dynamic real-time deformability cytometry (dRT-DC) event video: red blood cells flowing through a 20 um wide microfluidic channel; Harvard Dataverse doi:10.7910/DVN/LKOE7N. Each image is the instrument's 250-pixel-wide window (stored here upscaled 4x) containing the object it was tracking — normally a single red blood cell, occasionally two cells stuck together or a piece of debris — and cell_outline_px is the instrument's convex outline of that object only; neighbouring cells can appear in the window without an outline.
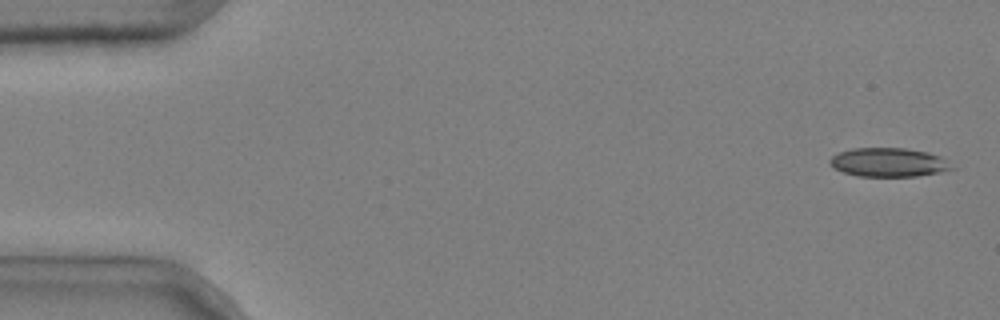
{"species": "common noctule bat (a hibernating species)", "species_latin": "Nyctalus noctula", "temperature_condition": "cold", "stored_images_in_passage": 6, "camera_frame_rate_fps": 3000, "um_per_image_px": 0.085, "animal": {"sex": "male", "body_mass_g": 20.4}, "frame": {"image": 1, "passage_image": 1, "time_ms": 0.0, "image_size_px": [1000, 320], "cell_outline_px": [[956, 168], [940, 172], [916, 176], [860, 176], [844, 172], [836, 168], [828, 160], [832, 156], [840, 152], [852, 148], [904, 148], [928, 152], [940, 156]], "centroid_in_image_um": [75.56, 13.79], "position_along_channel_um": 9.4, "area_um2": 20.29}}